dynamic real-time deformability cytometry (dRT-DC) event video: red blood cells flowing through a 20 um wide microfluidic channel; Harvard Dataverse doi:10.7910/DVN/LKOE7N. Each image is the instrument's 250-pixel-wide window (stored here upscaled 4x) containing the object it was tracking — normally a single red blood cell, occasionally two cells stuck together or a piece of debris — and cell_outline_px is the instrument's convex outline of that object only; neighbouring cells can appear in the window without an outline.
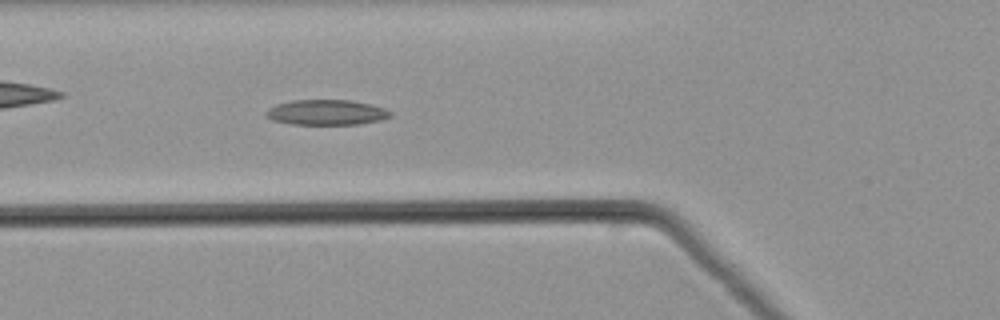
{"species": "common noctule bat (a hibernating species)", "species_latin": "Nyctalus noctula", "temperature_condition": "warm", "stored_images_in_passage": 39, "camera_frame_rate_fps": 3000, "um_per_image_px": 0.085, "animal": {"sex": "male", "body_mass_g": 21.5, "forearm_length_mm": 52.0}, "frame": {"image": 1, "passage_image": 7, "time_ms": 2.0, "image_size_px": [1000, 320], "cell_outline_px": [[392, 116], [380, 120], [360, 124], [292, 124], [272, 120], [264, 116], [264, 112], [268, 108], [276, 104], [292, 100], [348, 100], [368, 104], [384, 108], [392, 112]], "centroid_in_image_um": [27.7, 9.55], "position_along_channel_um": 98.1, "area_um2": 18.32}}
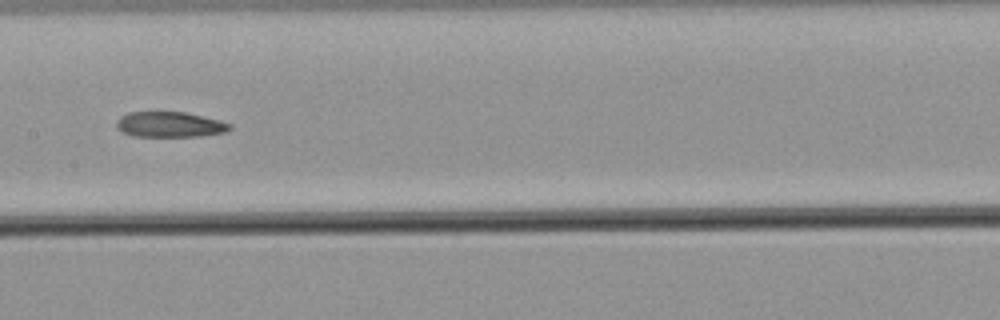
{"frame": {"image": 2, "passage_image": 14, "time_ms": 4.333, "image_size_px": [1000, 320], "cell_outline_px": [[232, 128], [228, 132], [200, 136], [132, 136], [116, 128], [116, 120], [120, 116], [128, 112], [184, 112], [220, 120], [232, 124]], "centroid_in_image_um": [14.44, 10.58], "position_along_channel_um": 193.0, "area_um2": 16.88}}
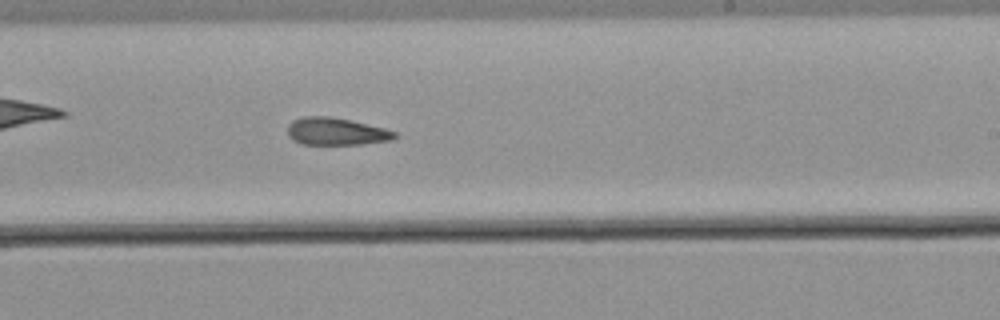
{"frame": {"image": 3, "passage_image": 19, "time_ms": 6.0, "image_size_px": [1000, 320], "cell_outline_px": [[400, 136], [392, 140], [364, 144], [300, 144], [292, 140], [288, 136], [288, 124], [292, 120], [304, 116], [328, 116], [348, 120], [384, 128], [396, 132]], "centroid_in_image_um": [28.56, 11.18], "position_along_channel_um": 260.4, "area_um2": 17.17}}